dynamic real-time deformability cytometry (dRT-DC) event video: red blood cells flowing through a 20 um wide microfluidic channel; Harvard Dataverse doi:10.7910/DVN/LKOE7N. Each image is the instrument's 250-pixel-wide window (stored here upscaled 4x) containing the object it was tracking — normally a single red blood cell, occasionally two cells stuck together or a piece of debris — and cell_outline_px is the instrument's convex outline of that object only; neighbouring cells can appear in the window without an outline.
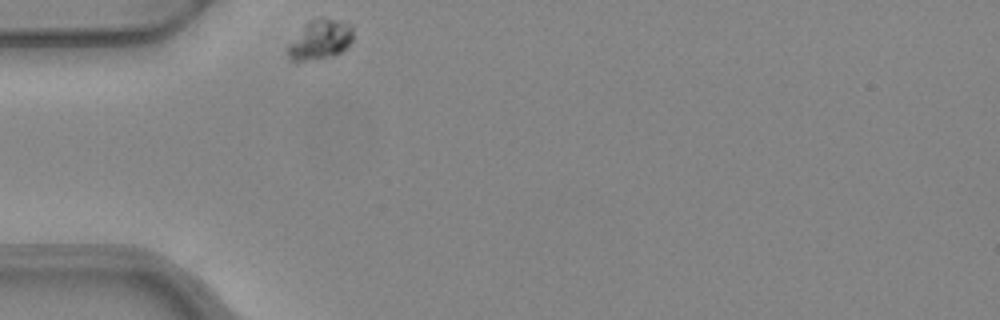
{"species": "common noctule bat (a hibernating species)", "species_latin": "Nyctalus noctula", "temperature_condition": "warm", "stored_images_in_passage": 32, "camera_frame_rate_fps": 3000, "um_per_image_px": 0.085, "animal": {"sex": "female", "body_mass_g": 24.6, "forearm_length_mm": 56.2}, "frame": {"image": 1, "passage_image": 1, "time_ms": 0.0, "image_size_px": [1000, 320], "cell_outline_px": [[352, 40], [340, 52], [332, 56], [304, 60], [288, 60], [288, 44], [304, 24], [312, 20], [336, 20], [352, 24]], "centroid_in_image_um": [27.19, 3.38], "position_along_channel_um": 57.8, "area_um2": 14.57}}
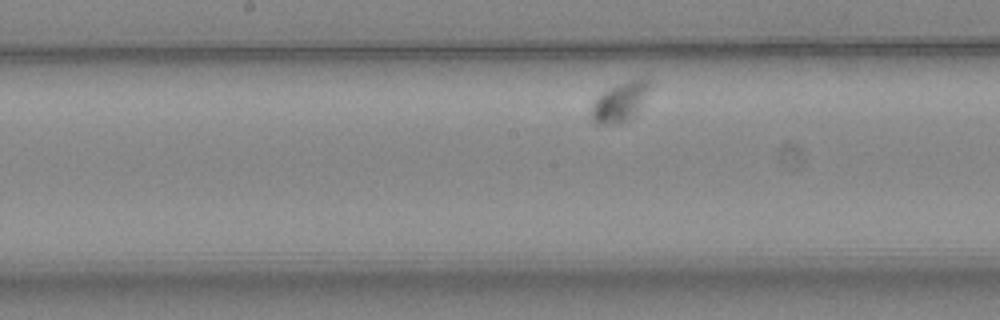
{"frame": {"image": 2, "passage_image": 14, "time_ms": 4.333, "image_size_px": [1000, 320], "cell_outline_px": [[652, 88], [636, 116], [628, 124], [596, 124], [592, 120], [592, 104], [608, 88], [616, 84], [640, 76], [644, 76], [652, 80]], "centroid_in_image_um": [52.83, 8.64], "position_along_channel_um": 195.4, "area_um2": 14.28}}
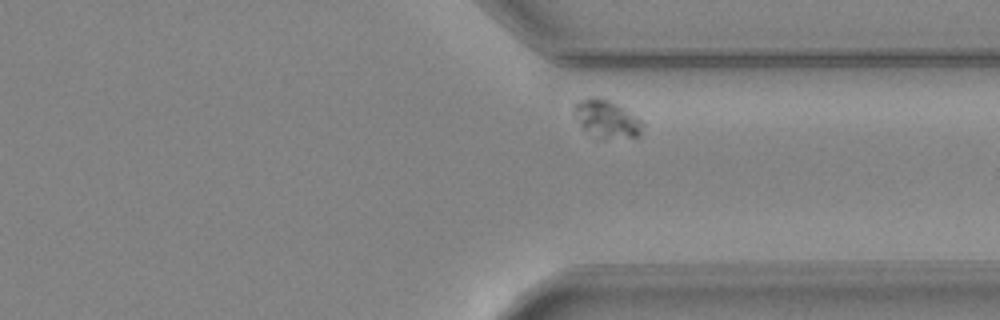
{"frame": {"image": 3, "passage_image": 28, "time_ms": 9.0, "image_size_px": [1000, 320], "cell_outline_px": [[644, 124], [640, 136], [604, 140], [596, 140], [584, 132], [572, 116], [572, 104], [588, 96], [600, 96], [612, 100], [620, 104], [644, 120]], "centroid_in_image_um": [51.52, 10.11], "position_along_channel_um": 359.9, "area_um2": 16.59}}